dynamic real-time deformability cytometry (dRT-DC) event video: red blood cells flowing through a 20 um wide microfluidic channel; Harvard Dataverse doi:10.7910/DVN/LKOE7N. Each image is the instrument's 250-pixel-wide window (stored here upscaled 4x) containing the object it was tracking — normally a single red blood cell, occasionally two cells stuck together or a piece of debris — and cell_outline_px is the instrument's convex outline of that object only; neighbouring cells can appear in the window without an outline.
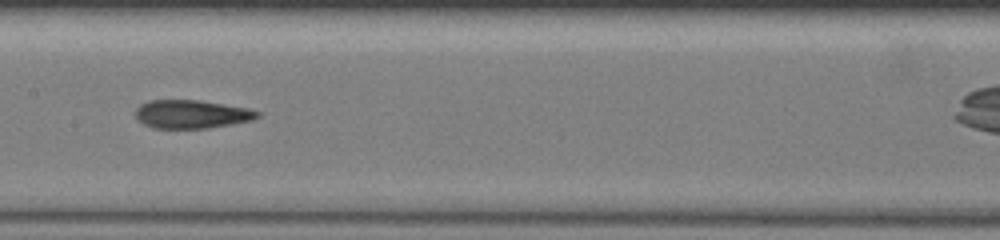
{"species": "common noctule bat (a hibernating species)", "species_latin": "Nyctalus noctula", "temperature_condition": "warm", "stored_images_in_passage": 11, "camera_frame_rate_fps": 3000, "um_per_image_px": 0.085, "animal": {"sex": "female", "body_mass_g": 19.5, "forearm_length_mm": 54.1}, "frame": {"image": 1, "passage_image": 8, "time_ms": 4.667, "image_size_px": [1000, 240], "cell_outline_px": [[260, 116], [252, 120], [232, 124], [208, 128], [152, 128], [136, 120], [136, 108], [140, 104], [148, 100], [200, 100], [248, 108], [260, 112]], "centroid_in_image_um": [16.27, 9.7], "position_along_channel_um": 191.1, "area_um2": 20.29}}